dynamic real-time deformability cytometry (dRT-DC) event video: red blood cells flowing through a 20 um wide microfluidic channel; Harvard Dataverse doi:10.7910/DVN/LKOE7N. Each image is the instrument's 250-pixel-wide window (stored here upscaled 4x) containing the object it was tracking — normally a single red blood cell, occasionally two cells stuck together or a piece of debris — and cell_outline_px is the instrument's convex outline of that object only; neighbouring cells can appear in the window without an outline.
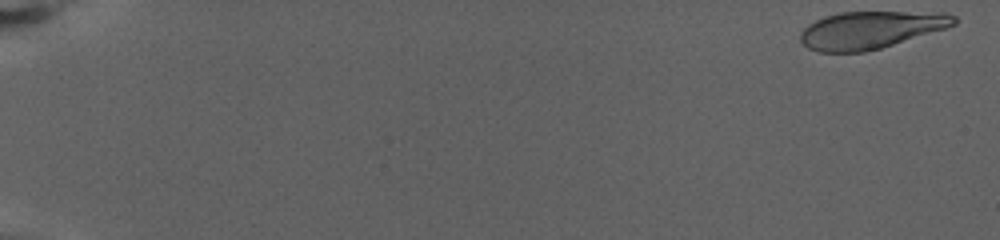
{"species": "human", "species_latin": "Homo sapiens", "temperature_condition": "warm", "stored_images_in_passage": 75, "camera_frame_rate_fps": 3000, "um_per_image_px": 0.085, "donor": {"sex": "female"}, "frame": {"image": 1, "passage_image": 1, "time_ms": 0.0, "image_size_px": [1000, 240], "cell_outline_px": [[956, 24], [948, 28], [880, 48], [864, 52], [820, 52], [808, 48], [800, 40], [800, 32], [808, 24], [824, 16], [840, 12], [944, 12], [956, 16]], "centroid_in_image_um": [74.02, 2.53], "position_along_channel_um": 11.0, "area_um2": 33.58}}
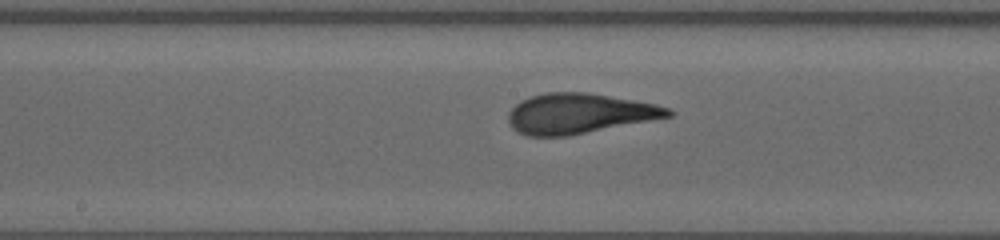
{"frame": {"image": 2, "passage_image": 42, "time_ms": 13.667, "image_size_px": [1000, 240], "cell_outline_px": [[676, 112], [672, 116], [568, 136], [528, 136], [516, 132], [512, 128], [508, 120], [508, 112], [520, 100], [532, 96], [548, 92], [588, 92], [656, 104], [672, 108]], "centroid_in_image_um": [49.24, 9.65], "position_along_channel_um": 199.0, "area_um2": 37.51}}
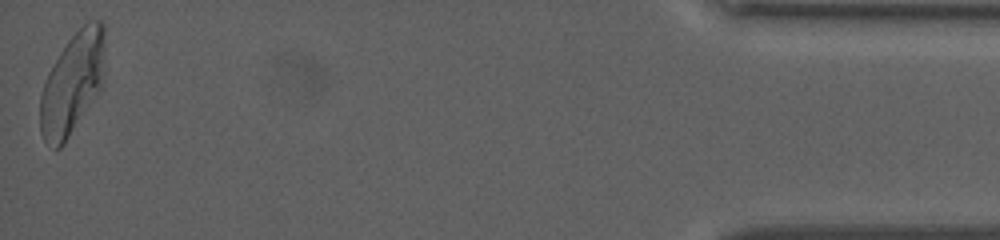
{"frame": {"image": 3, "passage_image": 75, "time_ms": 24.667, "image_size_px": [1000, 240], "cell_outline_px": [[104, 80], [100, 88], [64, 144], [60, 148], [52, 148], [44, 140], [40, 132], [40, 96], [48, 72], [60, 52], [68, 40], [88, 20], [100, 20], [104, 24]], "centroid_in_image_um": [6.15, 7.08], "position_along_channel_um": 429.1, "area_um2": 38.03}, "authors_computed_cell_mechanics": {"area_um2": 36.1828, "velocity_mm_per_s": 2.8032, "shape_relaxation_time_tau1_ms": 5.0783, "shape_relaxation_time_tau2_ms": 1.071, "deformation_change_tau1": 0.219, "deformation_change_tau2": 0.0931}}